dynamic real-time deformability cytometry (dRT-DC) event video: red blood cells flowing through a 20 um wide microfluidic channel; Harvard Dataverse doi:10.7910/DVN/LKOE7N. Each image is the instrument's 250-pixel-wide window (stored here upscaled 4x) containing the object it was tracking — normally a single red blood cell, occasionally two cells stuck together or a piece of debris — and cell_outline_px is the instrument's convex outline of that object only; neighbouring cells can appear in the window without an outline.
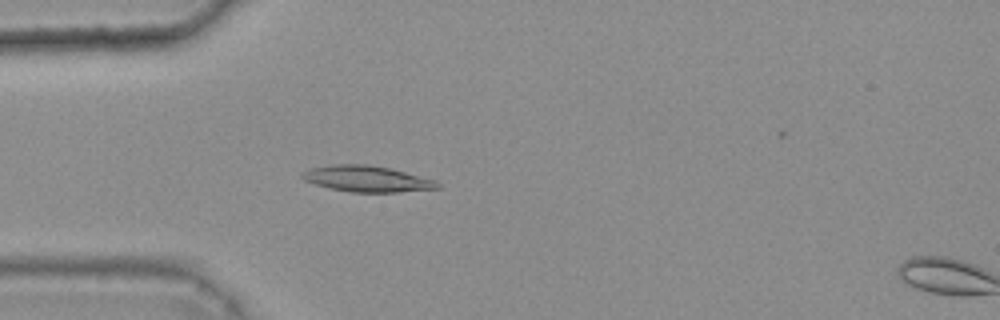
{"species": "common noctule bat (a hibernating species)", "species_latin": "Nyctalus noctula", "temperature_condition": "warm", "stored_images_in_passage": 47, "camera_frame_rate_fps": 3000, "um_per_image_px": 0.085, "animal": {"sex": "female", "body_mass_g": 25.1}, "frame": {"image": 1, "passage_image": 16, "time_ms": 5.0, "image_size_px": [1000, 320], "cell_outline_px": [[440, 188], [400, 192], [352, 192], [328, 188], [304, 180], [300, 176], [300, 172], [312, 168], [328, 164], [368, 164], [392, 168], [436, 180], [440, 184]], "centroid_in_image_um": [31.19, 15.19], "position_along_channel_um": 53.8, "area_um2": 20.81}}
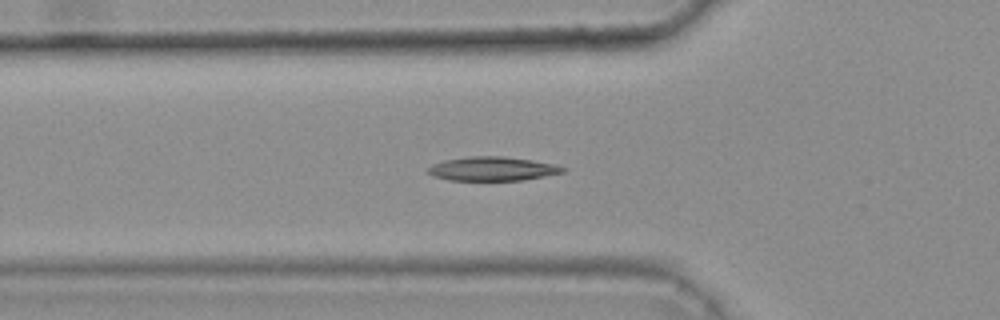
{"frame": {"image": 2, "passage_image": 19, "time_ms": 6.0, "image_size_px": [1000, 320], "cell_outline_px": [[564, 172], [544, 176], [520, 180], [448, 180], [432, 176], [428, 172], [428, 168], [432, 164], [444, 160], [468, 156], [504, 156], [532, 160], [556, 164], [564, 168]], "centroid_in_image_um": [41.82, 14.34], "position_along_channel_um": 84.0, "area_um2": 18.79}}
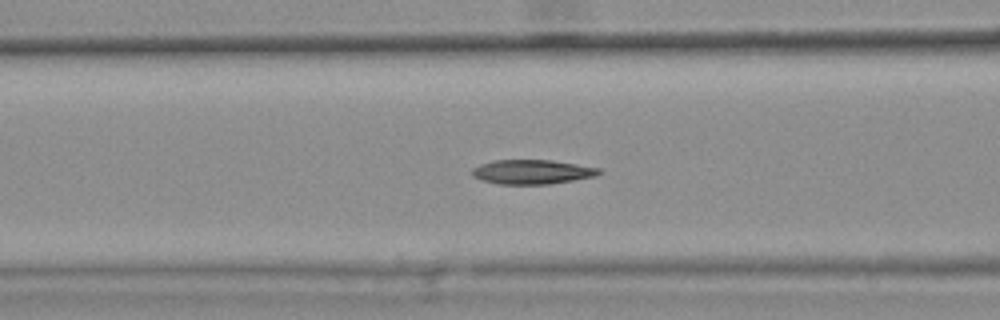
{"frame": {"image": 3, "passage_image": 22, "time_ms": 7.0, "image_size_px": [1000, 320], "cell_outline_px": [[600, 172], [596, 176], [548, 184], [496, 184], [472, 176], [472, 168], [480, 164], [496, 160], [552, 160], [600, 168]], "centroid_in_image_um": [45.21, 14.61], "position_along_channel_um": 121.4, "area_um2": 17.86}}